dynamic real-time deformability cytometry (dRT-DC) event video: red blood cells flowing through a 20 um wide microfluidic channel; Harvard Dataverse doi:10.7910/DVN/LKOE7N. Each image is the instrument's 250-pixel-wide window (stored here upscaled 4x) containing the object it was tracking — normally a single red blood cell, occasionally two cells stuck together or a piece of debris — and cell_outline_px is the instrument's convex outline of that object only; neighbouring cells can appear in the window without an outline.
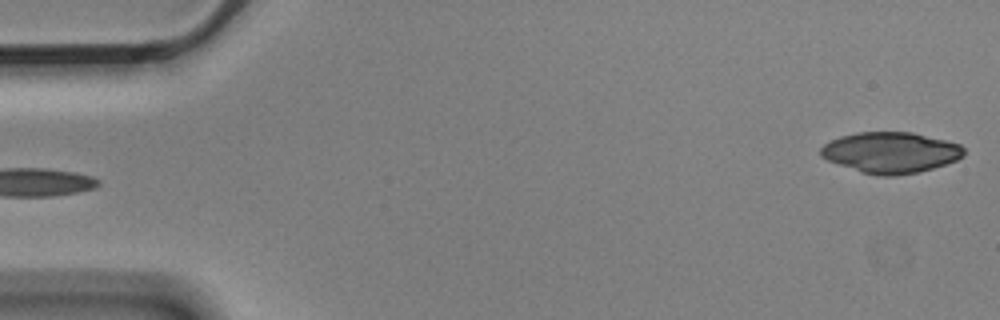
{"species": "Egyptian fruit bat (a non-hibernating species)", "species_latin": "Rousettus aegyptiacus", "temperature_condition": "cold", "stored_images_in_passage": 5, "segment_of_instrument_passage": [2, 2], "camera_frame_rate_fps": 3000, "um_per_image_px": 0.085, "animal": {"sex": "male"}, "frame": {"image": 1, "passage_image": 5, "time_ms": 1.333, "image_size_px": [1000, 320], "cell_outline_px": [[964, 156], [956, 160], [932, 168], [916, 172], [896, 176], [880, 176], [860, 172], [828, 160], [820, 156], [820, 148], [824, 144], [840, 136], [856, 132], [912, 132], [960, 144], [964, 148]], "centroid_in_image_um": [75.69, 12.96], "position_along_channel_um": 9.3, "area_um2": 33.99}}